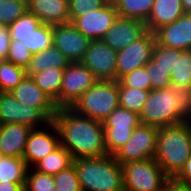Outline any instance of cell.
<instances>
[{
  "label": "cell",
  "instance_id": "e575fe53",
  "mask_svg": "<svg viewBox=\"0 0 191 191\" xmlns=\"http://www.w3.org/2000/svg\"><path fill=\"white\" fill-rule=\"evenodd\" d=\"M167 89L176 96L178 115L185 122L191 116V88H185L179 84L170 83Z\"/></svg>",
  "mask_w": 191,
  "mask_h": 191
},
{
  "label": "cell",
  "instance_id": "3957f363",
  "mask_svg": "<svg viewBox=\"0 0 191 191\" xmlns=\"http://www.w3.org/2000/svg\"><path fill=\"white\" fill-rule=\"evenodd\" d=\"M82 191H124L121 165L113 155L74 159Z\"/></svg>",
  "mask_w": 191,
  "mask_h": 191
},
{
  "label": "cell",
  "instance_id": "60d3db41",
  "mask_svg": "<svg viewBox=\"0 0 191 191\" xmlns=\"http://www.w3.org/2000/svg\"><path fill=\"white\" fill-rule=\"evenodd\" d=\"M11 42L10 31L8 27L0 24V61L6 59Z\"/></svg>",
  "mask_w": 191,
  "mask_h": 191
},
{
  "label": "cell",
  "instance_id": "83f0119b",
  "mask_svg": "<svg viewBox=\"0 0 191 191\" xmlns=\"http://www.w3.org/2000/svg\"><path fill=\"white\" fill-rule=\"evenodd\" d=\"M171 82L185 88H191V50L176 49V64L172 70Z\"/></svg>",
  "mask_w": 191,
  "mask_h": 191
},
{
  "label": "cell",
  "instance_id": "4dcf8cb0",
  "mask_svg": "<svg viewBox=\"0 0 191 191\" xmlns=\"http://www.w3.org/2000/svg\"><path fill=\"white\" fill-rule=\"evenodd\" d=\"M32 54L53 46V25L42 23L30 36L23 41Z\"/></svg>",
  "mask_w": 191,
  "mask_h": 191
},
{
  "label": "cell",
  "instance_id": "7c38bea8",
  "mask_svg": "<svg viewBox=\"0 0 191 191\" xmlns=\"http://www.w3.org/2000/svg\"><path fill=\"white\" fill-rule=\"evenodd\" d=\"M59 146V131L56 124L51 121L45 128L41 127L30 131L22 158L27 167L32 168L39 160L52 153Z\"/></svg>",
  "mask_w": 191,
  "mask_h": 191
},
{
  "label": "cell",
  "instance_id": "d6986e66",
  "mask_svg": "<svg viewBox=\"0 0 191 191\" xmlns=\"http://www.w3.org/2000/svg\"><path fill=\"white\" fill-rule=\"evenodd\" d=\"M27 6L28 11L44 24L69 22V0H29Z\"/></svg>",
  "mask_w": 191,
  "mask_h": 191
},
{
  "label": "cell",
  "instance_id": "8fae6325",
  "mask_svg": "<svg viewBox=\"0 0 191 191\" xmlns=\"http://www.w3.org/2000/svg\"><path fill=\"white\" fill-rule=\"evenodd\" d=\"M155 34L146 31L141 37L117 52L116 80L133 70L145 66L152 57Z\"/></svg>",
  "mask_w": 191,
  "mask_h": 191
},
{
  "label": "cell",
  "instance_id": "9c48e42d",
  "mask_svg": "<svg viewBox=\"0 0 191 191\" xmlns=\"http://www.w3.org/2000/svg\"><path fill=\"white\" fill-rule=\"evenodd\" d=\"M49 122L37 108L20 103L10 92H0V125L18 123L37 129Z\"/></svg>",
  "mask_w": 191,
  "mask_h": 191
},
{
  "label": "cell",
  "instance_id": "7402d4cb",
  "mask_svg": "<svg viewBox=\"0 0 191 191\" xmlns=\"http://www.w3.org/2000/svg\"><path fill=\"white\" fill-rule=\"evenodd\" d=\"M64 68H49L39 73L27 74L31 76L35 84L46 93L60 108V88L62 84Z\"/></svg>",
  "mask_w": 191,
  "mask_h": 191
},
{
  "label": "cell",
  "instance_id": "52a82bcc",
  "mask_svg": "<svg viewBox=\"0 0 191 191\" xmlns=\"http://www.w3.org/2000/svg\"><path fill=\"white\" fill-rule=\"evenodd\" d=\"M159 128L139 124L134 128L131 138L113 155L120 164L154 158Z\"/></svg>",
  "mask_w": 191,
  "mask_h": 191
},
{
  "label": "cell",
  "instance_id": "6da1fadb",
  "mask_svg": "<svg viewBox=\"0 0 191 191\" xmlns=\"http://www.w3.org/2000/svg\"><path fill=\"white\" fill-rule=\"evenodd\" d=\"M53 122L59 131L60 145L73 159L108 155L102 122L80 115L70 107L58 108Z\"/></svg>",
  "mask_w": 191,
  "mask_h": 191
},
{
  "label": "cell",
  "instance_id": "2e32d148",
  "mask_svg": "<svg viewBox=\"0 0 191 191\" xmlns=\"http://www.w3.org/2000/svg\"><path fill=\"white\" fill-rule=\"evenodd\" d=\"M146 31L143 21L118 17L101 40L118 52L141 37Z\"/></svg>",
  "mask_w": 191,
  "mask_h": 191
},
{
  "label": "cell",
  "instance_id": "9a60e30c",
  "mask_svg": "<svg viewBox=\"0 0 191 191\" xmlns=\"http://www.w3.org/2000/svg\"><path fill=\"white\" fill-rule=\"evenodd\" d=\"M90 41L71 22L53 25V46L58 48L70 63L82 61Z\"/></svg>",
  "mask_w": 191,
  "mask_h": 191
},
{
  "label": "cell",
  "instance_id": "7dc6e473",
  "mask_svg": "<svg viewBox=\"0 0 191 191\" xmlns=\"http://www.w3.org/2000/svg\"><path fill=\"white\" fill-rule=\"evenodd\" d=\"M158 191H165V187H163L162 189H159Z\"/></svg>",
  "mask_w": 191,
  "mask_h": 191
},
{
  "label": "cell",
  "instance_id": "7a4b0ae2",
  "mask_svg": "<svg viewBox=\"0 0 191 191\" xmlns=\"http://www.w3.org/2000/svg\"><path fill=\"white\" fill-rule=\"evenodd\" d=\"M190 156V121L159 128L154 159L169 178L181 171Z\"/></svg>",
  "mask_w": 191,
  "mask_h": 191
},
{
  "label": "cell",
  "instance_id": "ffe728a7",
  "mask_svg": "<svg viewBox=\"0 0 191 191\" xmlns=\"http://www.w3.org/2000/svg\"><path fill=\"white\" fill-rule=\"evenodd\" d=\"M31 130L27 125L18 123L0 125V153L3 156L22 158Z\"/></svg>",
  "mask_w": 191,
  "mask_h": 191
},
{
  "label": "cell",
  "instance_id": "cb8c5ba5",
  "mask_svg": "<svg viewBox=\"0 0 191 191\" xmlns=\"http://www.w3.org/2000/svg\"><path fill=\"white\" fill-rule=\"evenodd\" d=\"M73 160L71 154L60 145L52 153L39 160L33 168L41 173L53 176L71 166Z\"/></svg>",
  "mask_w": 191,
  "mask_h": 191
},
{
  "label": "cell",
  "instance_id": "836d02e7",
  "mask_svg": "<svg viewBox=\"0 0 191 191\" xmlns=\"http://www.w3.org/2000/svg\"><path fill=\"white\" fill-rule=\"evenodd\" d=\"M55 191H82L74 164L53 175Z\"/></svg>",
  "mask_w": 191,
  "mask_h": 191
},
{
  "label": "cell",
  "instance_id": "8d00e7d4",
  "mask_svg": "<svg viewBox=\"0 0 191 191\" xmlns=\"http://www.w3.org/2000/svg\"><path fill=\"white\" fill-rule=\"evenodd\" d=\"M32 55L28 47L23 44V41L11 40L8 55L5 60L27 69Z\"/></svg>",
  "mask_w": 191,
  "mask_h": 191
},
{
  "label": "cell",
  "instance_id": "d590c367",
  "mask_svg": "<svg viewBox=\"0 0 191 191\" xmlns=\"http://www.w3.org/2000/svg\"><path fill=\"white\" fill-rule=\"evenodd\" d=\"M151 59L170 75L172 70L175 69L176 48L162 46L155 42Z\"/></svg>",
  "mask_w": 191,
  "mask_h": 191
},
{
  "label": "cell",
  "instance_id": "f6af8a7d",
  "mask_svg": "<svg viewBox=\"0 0 191 191\" xmlns=\"http://www.w3.org/2000/svg\"><path fill=\"white\" fill-rule=\"evenodd\" d=\"M185 13H191V0H181Z\"/></svg>",
  "mask_w": 191,
  "mask_h": 191
},
{
  "label": "cell",
  "instance_id": "603a6c76",
  "mask_svg": "<svg viewBox=\"0 0 191 191\" xmlns=\"http://www.w3.org/2000/svg\"><path fill=\"white\" fill-rule=\"evenodd\" d=\"M69 61L61 53V51L51 46L46 50L40 51L32 55L29 66L26 69L27 74H34L49 68H66Z\"/></svg>",
  "mask_w": 191,
  "mask_h": 191
},
{
  "label": "cell",
  "instance_id": "1f68e13d",
  "mask_svg": "<svg viewBox=\"0 0 191 191\" xmlns=\"http://www.w3.org/2000/svg\"><path fill=\"white\" fill-rule=\"evenodd\" d=\"M28 10L25 0H0V24L8 27Z\"/></svg>",
  "mask_w": 191,
  "mask_h": 191
},
{
  "label": "cell",
  "instance_id": "5bb4252c",
  "mask_svg": "<svg viewBox=\"0 0 191 191\" xmlns=\"http://www.w3.org/2000/svg\"><path fill=\"white\" fill-rule=\"evenodd\" d=\"M117 51L102 40H91L81 61L98 80H116Z\"/></svg>",
  "mask_w": 191,
  "mask_h": 191
},
{
  "label": "cell",
  "instance_id": "277c9868",
  "mask_svg": "<svg viewBox=\"0 0 191 191\" xmlns=\"http://www.w3.org/2000/svg\"><path fill=\"white\" fill-rule=\"evenodd\" d=\"M118 106V81L98 80L70 108L80 115L103 122Z\"/></svg>",
  "mask_w": 191,
  "mask_h": 191
},
{
  "label": "cell",
  "instance_id": "f1b7e54d",
  "mask_svg": "<svg viewBox=\"0 0 191 191\" xmlns=\"http://www.w3.org/2000/svg\"><path fill=\"white\" fill-rule=\"evenodd\" d=\"M27 75L26 69L0 61V92H11Z\"/></svg>",
  "mask_w": 191,
  "mask_h": 191
},
{
  "label": "cell",
  "instance_id": "ee69618b",
  "mask_svg": "<svg viewBox=\"0 0 191 191\" xmlns=\"http://www.w3.org/2000/svg\"><path fill=\"white\" fill-rule=\"evenodd\" d=\"M0 191H25V185H19L15 182H0Z\"/></svg>",
  "mask_w": 191,
  "mask_h": 191
},
{
  "label": "cell",
  "instance_id": "30bf717a",
  "mask_svg": "<svg viewBox=\"0 0 191 191\" xmlns=\"http://www.w3.org/2000/svg\"><path fill=\"white\" fill-rule=\"evenodd\" d=\"M98 79L81 62L69 63L64 69L60 88V108L71 107Z\"/></svg>",
  "mask_w": 191,
  "mask_h": 191
},
{
  "label": "cell",
  "instance_id": "ba28073f",
  "mask_svg": "<svg viewBox=\"0 0 191 191\" xmlns=\"http://www.w3.org/2000/svg\"><path fill=\"white\" fill-rule=\"evenodd\" d=\"M102 123L107 154L114 155L131 138L140 119L137 113L118 106Z\"/></svg>",
  "mask_w": 191,
  "mask_h": 191
},
{
  "label": "cell",
  "instance_id": "7bdbcfd3",
  "mask_svg": "<svg viewBox=\"0 0 191 191\" xmlns=\"http://www.w3.org/2000/svg\"><path fill=\"white\" fill-rule=\"evenodd\" d=\"M165 191H191V185L176 181L174 178H169L165 184Z\"/></svg>",
  "mask_w": 191,
  "mask_h": 191
},
{
  "label": "cell",
  "instance_id": "e0dca14e",
  "mask_svg": "<svg viewBox=\"0 0 191 191\" xmlns=\"http://www.w3.org/2000/svg\"><path fill=\"white\" fill-rule=\"evenodd\" d=\"M154 34L156 42L162 46L191 50V13H184L176 21L157 29Z\"/></svg>",
  "mask_w": 191,
  "mask_h": 191
},
{
  "label": "cell",
  "instance_id": "f35d334b",
  "mask_svg": "<svg viewBox=\"0 0 191 191\" xmlns=\"http://www.w3.org/2000/svg\"><path fill=\"white\" fill-rule=\"evenodd\" d=\"M152 89H165L172 83L170 75L150 59L145 65Z\"/></svg>",
  "mask_w": 191,
  "mask_h": 191
},
{
  "label": "cell",
  "instance_id": "ac0fdd59",
  "mask_svg": "<svg viewBox=\"0 0 191 191\" xmlns=\"http://www.w3.org/2000/svg\"><path fill=\"white\" fill-rule=\"evenodd\" d=\"M10 93L20 103L37 108L53 121L58 108L53 100L35 84L31 76L26 75Z\"/></svg>",
  "mask_w": 191,
  "mask_h": 191
},
{
  "label": "cell",
  "instance_id": "4316f807",
  "mask_svg": "<svg viewBox=\"0 0 191 191\" xmlns=\"http://www.w3.org/2000/svg\"><path fill=\"white\" fill-rule=\"evenodd\" d=\"M150 90L123 87L118 82L119 106L139 115Z\"/></svg>",
  "mask_w": 191,
  "mask_h": 191
},
{
  "label": "cell",
  "instance_id": "d4e9b609",
  "mask_svg": "<svg viewBox=\"0 0 191 191\" xmlns=\"http://www.w3.org/2000/svg\"><path fill=\"white\" fill-rule=\"evenodd\" d=\"M155 0H112L118 17L138 19L146 22Z\"/></svg>",
  "mask_w": 191,
  "mask_h": 191
},
{
  "label": "cell",
  "instance_id": "74e56055",
  "mask_svg": "<svg viewBox=\"0 0 191 191\" xmlns=\"http://www.w3.org/2000/svg\"><path fill=\"white\" fill-rule=\"evenodd\" d=\"M118 82L123 87L152 90L151 82L145 66L139 67L130 73L123 75Z\"/></svg>",
  "mask_w": 191,
  "mask_h": 191
},
{
  "label": "cell",
  "instance_id": "f546056e",
  "mask_svg": "<svg viewBox=\"0 0 191 191\" xmlns=\"http://www.w3.org/2000/svg\"><path fill=\"white\" fill-rule=\"evenodd\" d=\"M42 22L28 10L8 26L11 40L25 41Z\"/></svg>",
  "mask_w": 191,
  "mask_h": 191
},
{
  "label": "cell",
  "instance_id": "8992f818",
  "mask_svg": "<svg viewBox=\"0 0 191 191\" xmlns=\"http://www.w3.org/2000/svg\"><path fill=\"white\" fill-rule=\"evenodd\" d=\"M124 191H158L169 177L154 158L121 165Z\"/></svg>",
  "mask_w": 191,
  "mask_h": 191
},
{
  "label": "cell",
  "instance_id": "d6a6232c",
  "mask_svg": "<svg viewBox=\"0 0 191 191\" xmlns=\"http://www.w3.org/2000/svg\"><path fill=\"white\" fill-rule=\"evenodd\" d=\"M55 181L52 175L41 173L33 167L26 173L25 191H55Z\"/></svg>",
  "mask_w": 191,
  "mask_h": 191
},
{
  "label": "cell",
  "instance_id": "4fadbf2b",
  "mask_svg": "<svg viewBox=\"0 0 191 191\" xmlns=\"http://www.w3.org/2000/svg\"><path fill=\"white\" fill-rule=\"evenodd\" d=\"M117 18L114 3L107 0L100 8L76 17L71 23L90 40H101Z\"/></svg>",
  "mask_w": 191,
  "mask_h": 191
},
{
  "label": "cell",
  "instance_id": "484cf974",
  "mask_svg": "<svg viewBox=\"0 0 191 191\" xmlns=\"http://www.w3.org/2000/svg\"><path fill=\"white\" fill-rule=\"evenodd\" d=\"M28 167L23 158L3 156L0 160V182L25 185Z\"/></svg>",
  "mask_w": 191,
  "mask_h": 191
},
{
  "label": "cell",
  "instance_id": "5b68a950",
  "mask_svg": "<svg viewBox=\"0 0 191 191\" xmlns=\"http://www.w3.org/2000/svg\"><path fill=\"white\" fill-rule=\"evenodd\" d=\"M141 124L157 128L178 125L184 121L178 115L176 96L167 88L152 89L139 113Z\"/></svg>",
  "mask_w": 191,
  "mask_h": 191
},
{
  "label": "cell",
  "instance_id": "44dd1931",
  "mask_svg": "<svg viewBox=\"0 0 191 191\" xmlns=\"http://www.w3.org/2000/svg\"><path fill=\"white\" fill-rule=\"evenodd\" d=\"M181 0H155L145 25L150 32L176 21L184 14Z\"/></svg>",
  "mask_w": 191,
  "mask_h": 191
},
{
  "label": "cell",
  "instance_id": "bcb514c9",
  "mask_svg": "<svg viewBox=\"0 0 191 191\" xmlns=\"http://www.w3.org/2000/svg\"><path fill=\"white\" fill-rule=\"evenodd\" d=\"M190 142H191V121H190Z\"/></svg>",
  "mask_w": 191,
  "mask_h": 191
},
{
  "label": "cell",
  "instance_id": "ab89813d",
  "mask_svg": "<svg viewBox=\"0 0 191 191\" xmlns=\"http://www.w3.org/2000/svg\"><path fill=\"white\" fill-rule=\"evenodd\" d=\"M107 0H69V22L88 11L100 8Z\"/></svg>",
  "mask_w": 191,
  "mask_h": 191
},
{
  "label": "cell",
  "instance_id": "b9f144b4",
  "mask_svg": "<svg viewBox=\"0 0 191 191\" xmlns=\"http://www.w3.org/2000/svg\"><path fill=\"white\" fill-rule=\"evenodd\" d=\"M174 179L180 183L191 185V156L186 161L181 171L174 177Z\"/></svg>",
  "mask_w": 191,
  "mask_h": 191
}]
</instances>
